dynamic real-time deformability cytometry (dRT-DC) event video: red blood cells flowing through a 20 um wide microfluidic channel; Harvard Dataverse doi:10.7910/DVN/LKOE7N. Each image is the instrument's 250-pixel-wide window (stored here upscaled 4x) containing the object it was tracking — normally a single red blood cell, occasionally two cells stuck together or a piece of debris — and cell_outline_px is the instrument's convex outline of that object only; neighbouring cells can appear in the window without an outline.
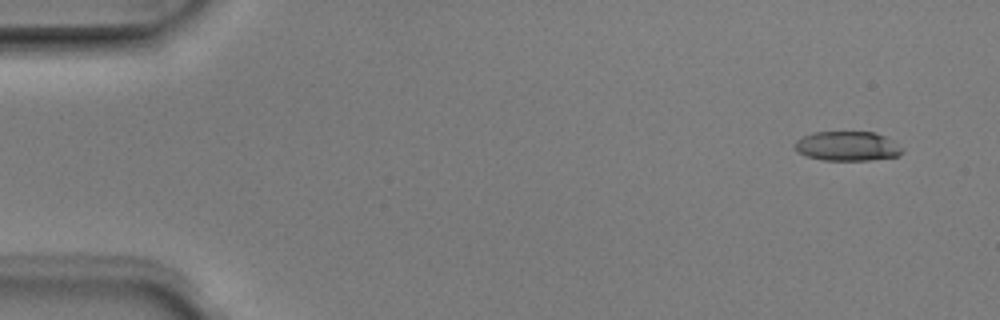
{"species": "Egyptian fruit bat (a non-hibernating species)", "species_latin": "Rousettus aegyptiacus", "temperature_condition": "room temperature", "stored_images_in_passage": 7, "camera_frame_rate_fps": 3000, "um_per_image_px": 0.085, "animal": {"sex": "male"}, "frame": {"image": 1, "passage_image": 2, "time_ms": 0.333, "image_size_px": [1000, 320], "cell_outline_px": [[904, 152], [900, 156], [868, 160], [824, 160], [808, 156], [796, 152], [796, 140], [812, 132], [876, 132], [892, 140], [904, 148]], "centroid_in_image_um": [72.07, 12.42], "position_along_channel_um": 12.9, "area_um2": 18.5}}
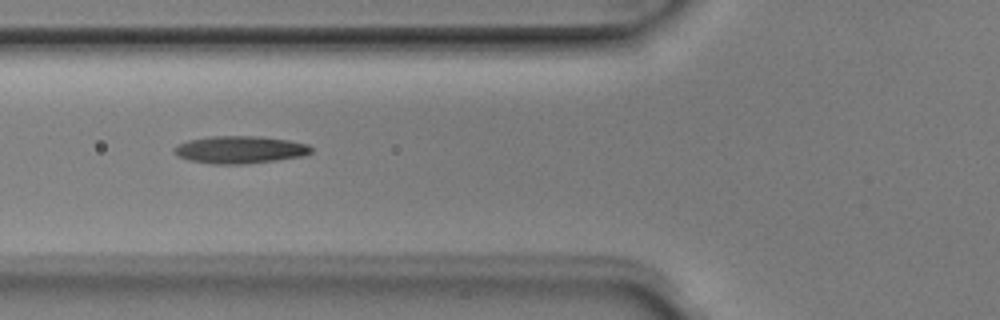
{"frame": {"image": 2, "passage_image": 6, "time_ms": 1.667, "image_size_px": [1000, 320], "cell_outline_px": [[312, 152], [304, 156], [276, 160], [244, 164], [212, 164], [188, 160], [172, 152], [172, 148], [176, 144], [188, 140], [208, 136], [260, 136], [288, 140], [308, 144], [312, 148]], "centroid_in_image_um": [20.36, 12.72], "position_along_channel_um": 105.4, "area_um2": 22.14}}
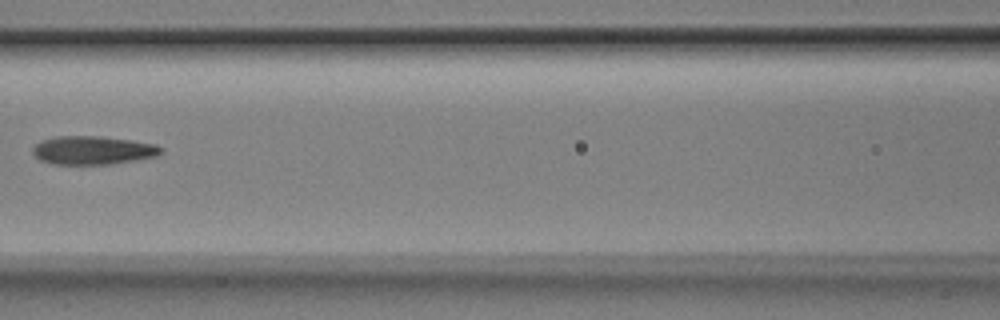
{"frame": {"image": 3, "passage_image": 7, "time_ms": 2.0, "image_size_px": [1000, 320], "cell_outline_px": [[164, 148], [156, 156], [136, 160], [112, 164], [52, 164], [40, 160], [32, 152], [32, 148], [40, 140], [56, 136], [100, 136], [132, 140], [156, 144]], "centroid_in_image_um": [7.88, 12.77], "position_along_channel_um": 158.7, "area_um2": 21.39}}